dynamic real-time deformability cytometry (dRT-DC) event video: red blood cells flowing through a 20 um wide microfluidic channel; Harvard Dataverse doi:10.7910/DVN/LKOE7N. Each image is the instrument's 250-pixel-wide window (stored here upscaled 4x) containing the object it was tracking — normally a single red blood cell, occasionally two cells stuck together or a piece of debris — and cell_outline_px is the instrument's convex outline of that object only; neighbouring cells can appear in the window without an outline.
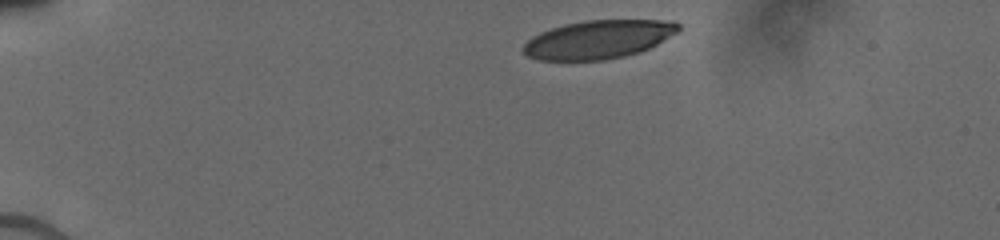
{"species": "human", "species_latin": "Homo sapiens", "temperature_condition": "cold", "stored_images_in_passage": 9, "camera_frame_rate_fps": 3000, "um_per_image_px": 0.085, "donor": {"sex": "male"}, "frame": {"image": 1, "passage_image": 1, "time_ms": 0.0, "image_size_px": [1000, 240], "cell_outline_px": [[680, 28], [676, 32], [656, 44], [640, 52], [624, 56], [604, 60], [536, 60], [528, 56], [520, 48], [532, 36], [540, 32], [564, 24], [584, 20], [672, 20], [680, 24]], "centroid_in_image_um": [50.83, 3.35], "position_along_channel_um": 34.2, "area_um2": 34.74}}
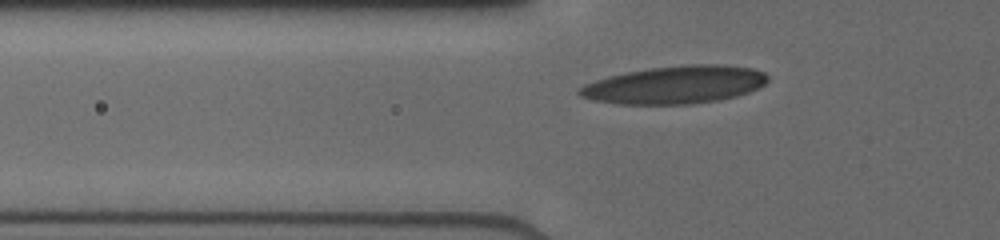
{"frame": {"image": 2, "passage_image": 7, "time_ms": 2.667, "image_size_px": [1000, 240], "cell_outline_px": [[768, 80], [764, 84], [748, 92], [736, 96], [720, 100], [688, 104], [616, 104], [592, 100], [580, 96], [576, 92], [576, 88], [584, 84], [608, 76], [628, 72], [652, 68], [684, 64], [724, 64], [752, 68], [764, 72], [768, 76]], "centroid_in_image_um": [57.35, 7.21], "position_along_channel_um": 68.5, "area_um2": 41.62}}